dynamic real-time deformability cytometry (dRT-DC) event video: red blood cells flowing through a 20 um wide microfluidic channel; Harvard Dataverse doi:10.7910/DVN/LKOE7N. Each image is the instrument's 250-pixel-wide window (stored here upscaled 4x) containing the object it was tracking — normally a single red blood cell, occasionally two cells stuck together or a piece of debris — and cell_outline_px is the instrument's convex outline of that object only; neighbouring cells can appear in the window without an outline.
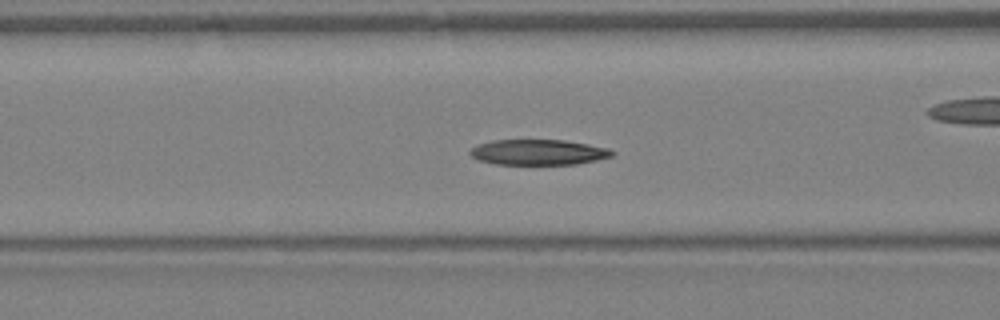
{"species": "Egyptian fruit bat (a non-hibernating species)", "species_latin": "Rousettus aegyptiacus", "temperature_condition": "warm", "stored_images_in_passage": 33, "camera_frame_rate_fps": 3000, "um_per_image_px": 0.085, "animal": {"sex": "female"}, "frame": {"image": 1, "passage_image": 6, "time_ms": 1.667, "image_size_px": [1000, 320], "cell_outline_px": [[616, 152], [612, 156], [596, 160], [576, 164], [496, 164], [480, 160], [472, 156], [468, 152], [476, 144], [492, 140], [564, 140], [588, 144], [608, 148]], "centroid_in_image_um": [45.76, 12.93], "position_along_channel_um": 120.8, "area_um2": 21.04}}
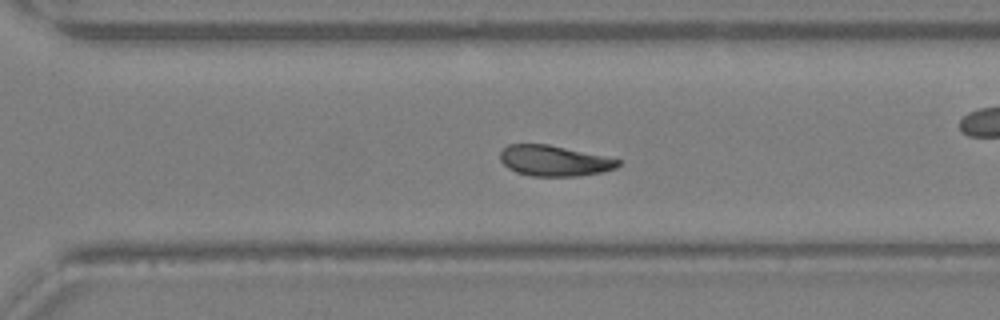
{"frame": {"image": 2, "passage_image": 19, "time_ms": 6.0, "image_size_px": [1000, 320], "cell_outline_px": [[620, 164], [616, 168], [604, 172], [576, 176], [532, 176], [516, 172], [508, 168], [500, 160], [500, 152], [508, 144], [548, 144], [604, 156], [620, 160]], "centroid_in_image_um": [47.09, 13.67], "position_along_channel_um": 323.5, "area_um2": 20.98}}
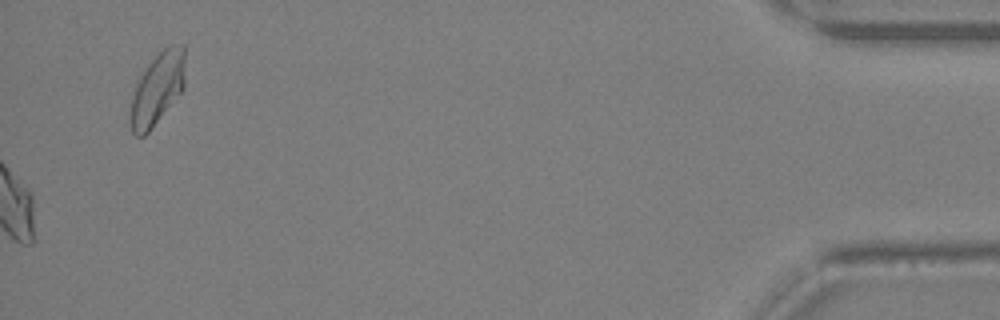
{"frame": {"image": 3, "passage_image": 33, "time_ms": 10.667, "image_size_px": [1000, 320], "cell_outline_px": [[184, 88], [148, 132], [144, 136], [136, 136], [132, 132], [128, 120], [128, 108], [132, 92], [136, 80], [156, 52], [168, 44], [184, 44]], "centroid_in_image_um": [13.31, 7.51], "position_along_channel_um": 421.9, "area_um2": 23.7}, "authors_computed_cell_mechanics": {"area_um2": 21.7906, "velocity_mm_per_s": 4.6915, "shape_relaxation_time_tau1_ms": 8.9847, "shape_relaxation_time_tau2_ms": null, "deformation_change_tau1": 0.1957, "deformation_change_tau2": null}}